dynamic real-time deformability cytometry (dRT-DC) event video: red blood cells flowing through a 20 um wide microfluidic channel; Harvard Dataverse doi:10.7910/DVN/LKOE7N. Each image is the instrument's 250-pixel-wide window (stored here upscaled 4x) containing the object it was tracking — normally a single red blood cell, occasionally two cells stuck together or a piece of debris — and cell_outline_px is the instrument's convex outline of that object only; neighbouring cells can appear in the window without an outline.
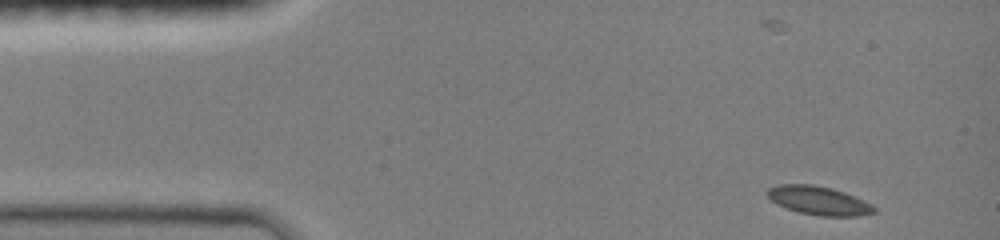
{"species": "common noctule bat (a hibernating species)", "species_latin": "Nyctalus noctula", "temperature_condition": "room temperature", "stored_images_in_passage": 14, "camera_frame_rate_fps": 3000, "um_per_image_px": 0.085, "animal": {"sex": "female", "body_mass_g": 19.0, "forearm_length_mm": 51.5}, "frame": {"image": 1, "passage_image": 1, "time_ms": 0.0, "image_size_px": [1000, 240], "cell_outline_px": [[876, 212], [860, 216], [816, 216], [800, 212], [776, 204], [764, 192], [768, 188], [776, 184], [812, 184], [832, 188], [844, 192], [864, 200], [872, 204], [876, 208]], "centroid_in_image_um": [69.59, 17.04], "position_along_channel_um": 15.4, "area_um2": 17.98}}
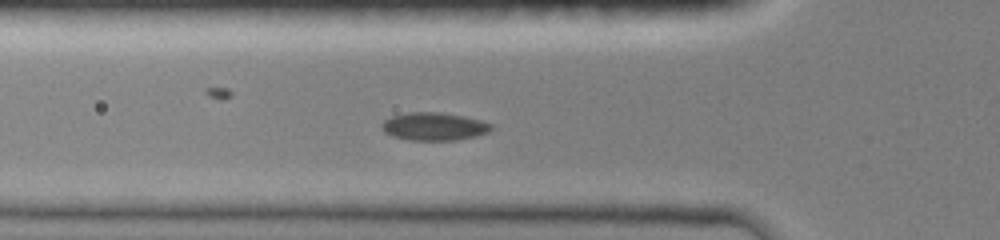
{"frame": {"image": 2, "passage_image": 7, "time_ms": 2.0, "image_size_px": [1000, 240], "cell_outline_px": [[492, 128], [488, 132], [476, 136], [456, 140], [408, 140], [392, 136], [384, 132], [380, 128], [380, 124], [384, 120], [392, 116], [404, 112], [440, 112], [464, 116], [480, 120], [492, 124]], "centroid_in_image_um": [36.85, 10.74], "position_along_channel_um": 89.0, "area_um2": 17.98}}
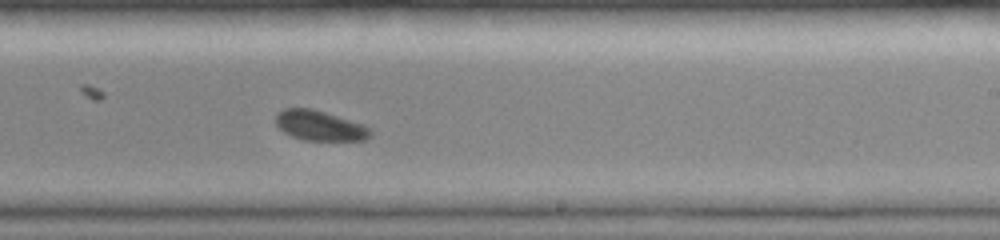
{"frame": {"image": 3, "passage_image": 14, "time_ms": 4.333, "image_size_px": [1000, 240], "cell_outline_px": [[372, 136], [364, 140], [304, 140], [292, 136], [284, 132], [276, 124], [276, 112], [284, 108], [312, 108], [364, 124], [372, 128]], "centroid_in_image_um": [27.21, 10.67], "position_along_channel_um": 261.8, "area_um2": 16.7}}